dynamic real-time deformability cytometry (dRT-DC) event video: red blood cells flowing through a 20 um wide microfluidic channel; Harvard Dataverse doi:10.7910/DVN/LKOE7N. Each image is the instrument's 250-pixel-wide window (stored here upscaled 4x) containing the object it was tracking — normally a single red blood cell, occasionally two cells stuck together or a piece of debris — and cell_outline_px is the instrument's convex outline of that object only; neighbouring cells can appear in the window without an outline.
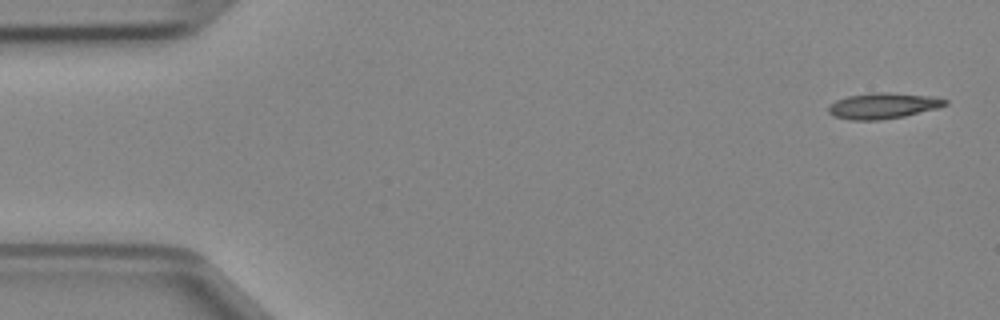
{"species": "Egyptian fruit bat (a non-hibernating species)", "species_latin": "Rousettus aegyptiacus", "temperature_condition": "cold", "stored_images_in_passage": 46, "camera_frame_rate_fps": 3000, "um_per_image_px": 0.085, "animal": {"sex": "female"}, "frame": {"image": 1, "passage_image": 1, "time_ms": 0.0, "image_size_px": [1000, 320], "cell_outline_px": [[948, 104], [936, 108], [904, 116], [880, 120], [852, 120], [832, 116], [828, 112], [828, 108], [836, 100], [848, 96], [872, 92], [888, 92], [932, 96], [948, 100]], "centroid_in_image_um": [75.05, 8.98], "position_along_channel_um": 10.0, "area_um2": 17.51}}
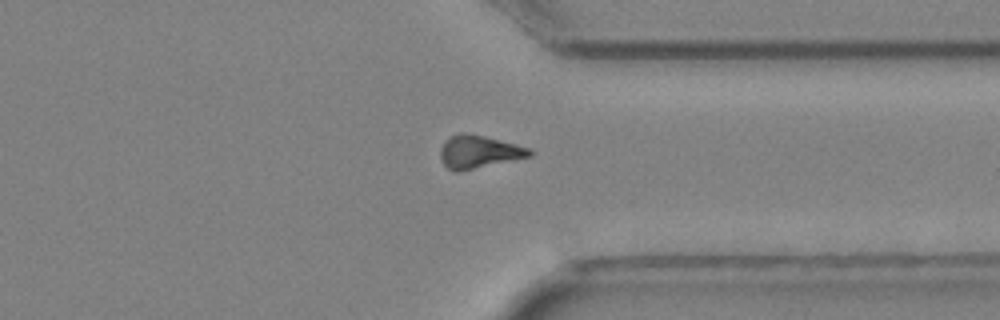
{"frame": {"image": 2, "passage_image": 35, "time_ms": 11.333, "image_size_px": [1000, 320], "cell_outline_px": [[532, 156], [456, 172], [448, 168], [444, 164], [440, 156], [440, 148], [452, 136], [460, 132], [464, 132], [484, 136], [532, 148]], "centroid_in_image_um": [40.73, 12.9], "position_along_channel_um": 370.7, "area_um2": 16.82}}
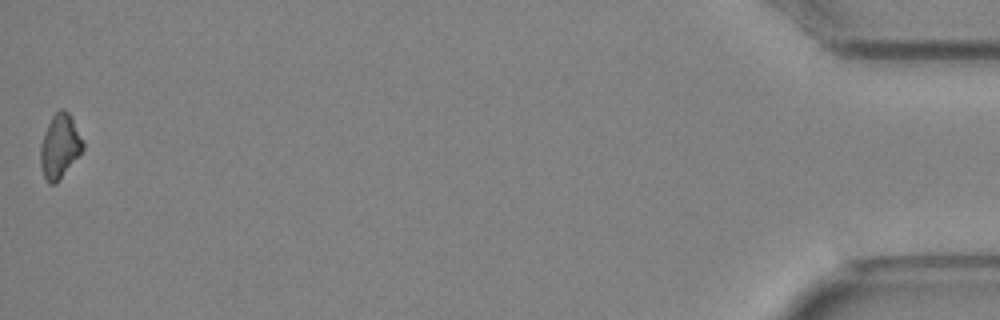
{"frame": {"image": 3, "passage_image": 46, "time_ms": 15.0, "image_size_px": [1000, 320], "cell_outline_px": [[84, 148], [80, 156], [56, 184], [48, 184], [44, 176], [40, 164], [40, 144], [44, 132], [52, 116], [60, 108], [64, 108], [68, 112], [84, 144]], "centroid_in_image_um": [5.07, 12.47], "position_along_channel_um": 430.1, "area_um2": 15.9}}